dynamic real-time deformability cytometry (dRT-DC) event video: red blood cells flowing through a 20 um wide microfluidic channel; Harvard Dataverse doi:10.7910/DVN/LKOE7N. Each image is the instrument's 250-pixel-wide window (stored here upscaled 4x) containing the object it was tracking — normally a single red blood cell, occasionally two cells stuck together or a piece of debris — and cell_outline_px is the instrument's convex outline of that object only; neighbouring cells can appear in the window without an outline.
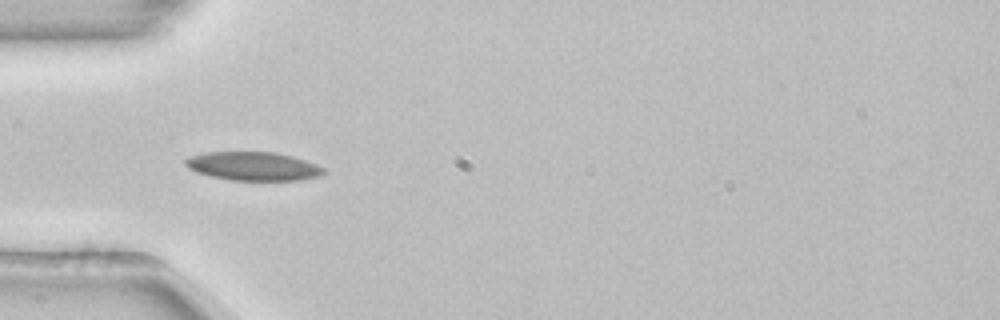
{"species": "common noctule bat (a hibernating species)", "species_latin": "Nyctalus noctula", "temperature_condition": "room temperature", "stored_images_in_passage": 52, "camera_frame_rate_fps": 3000, "um_per_image_px": 0.085, "animal": {"sex": "female", "body_mass_g": 22.7, "forearm_length_mm": 54.2}, "frame": {"image": 1, "passage_image": 16, "time_ms": 5.0, "image_size_px": [1000, 320], "cell_outline_px": [[328, 172], [320, 176], [300, 180], [228, 180], [196, 172], [188, 168], [184, 164], [184, 160], [192, 156], [204, 152], [276, 152], [292, 156], [316, 164], [324, 168]], "centroid_in_image_um": [21.54, 14.13], "position_along_channel_um": 63.5, "area_um2": 23.12}}
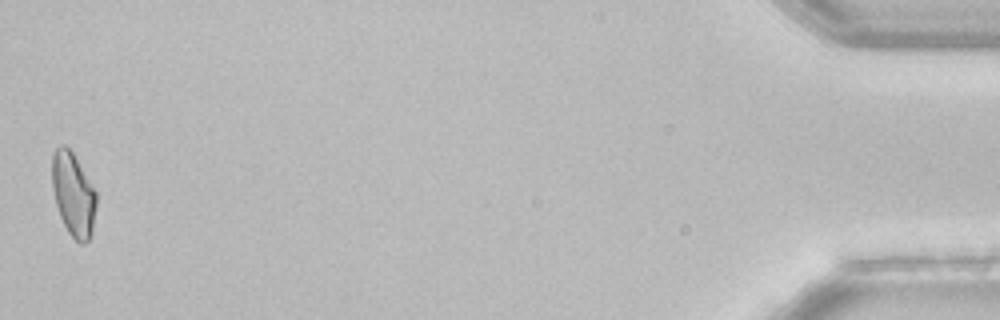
{"frame": {"image": 2, "passage_image": 52, "time_ms": 17.0, "image_size_px": [1000, 320], "cell_outline_px": [[96, 208], [92, 232], [88, 240], [84, 244], [80, 244], [68, 232], [60, 216], [56, 204], [52, 188], [52, 152], [60, 144], [64, 144], [72, 152], [96, 192]], "centroid_in_image_um": [6.22, 16.52], "position_along_channel_um": 429.0, "area_um2": 21.44}, "authors_computed_cell_mechanics": {"area_um2": 22.4264, "velocity_mm_per_s": 3.865, "shape_relaxation_time_tau1_ms": null, "shape_relaxation_time_tau2_ms": 7.5129, "deformation_change_tau1": null, "deformation_change_tau2": 0.1336}}